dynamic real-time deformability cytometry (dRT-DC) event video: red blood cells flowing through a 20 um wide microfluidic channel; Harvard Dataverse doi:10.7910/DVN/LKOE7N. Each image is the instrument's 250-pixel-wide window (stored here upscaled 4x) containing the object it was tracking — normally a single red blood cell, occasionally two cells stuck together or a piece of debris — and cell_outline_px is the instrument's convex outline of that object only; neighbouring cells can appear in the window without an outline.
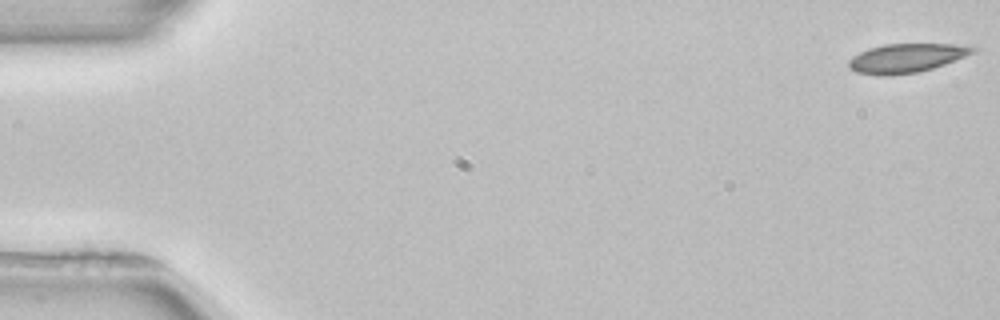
{"species": "common noctule bat (a hibernating species)", "species_latin": "Nyctalus noctula", "temperature_condition": "room temperature", "stored_images_in_passage": 52, "camera_frame_rate_fps": 3000, "um_per_image_px": 0.085, "animal": {"sex": "female", "body_mass_g": 22.7, "forearm_length_mm": 54.2}, "frame": {"image": 1, "passage_image": 1, "time_ms": 0.0, "image_size_px": [1000, 320], "cell_outline_px": [[980, 48], [976, 52], [944, 64], [932, 68], [916, 72], [892, 76], [876, 76], [856, 72], [848, 68], [848, 60], [852, 56], [868, 48], [884, 44], [952, 44]], "centroid_in_image_um": [76.99, 4.95], "position_along_channel_um": 8.0, "area_um2": 21.1}}
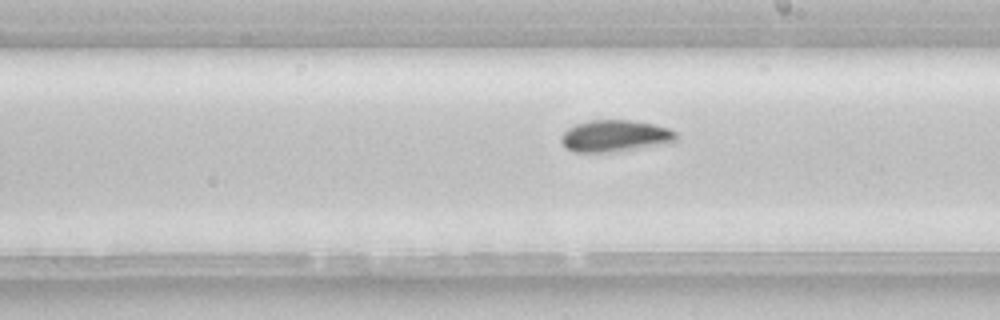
{"frame": {"image": 2, "passage_image": 30, "time_ms": 9.667, "image_size_px": [1000, 320], "cell_outline_px": [[676, 140], [668, 144], [608, 152], [572, 152], [564, 148], [560, 140], [560, 136], [568, 128], [576, 124], [592, 120], [628, 120], [652, 124], [668, 128], [676, 132]], "centroid_in_image_um": [52.24, 11.56], "position_along_channel_um": 236.8, "area_um2": 21.27}}
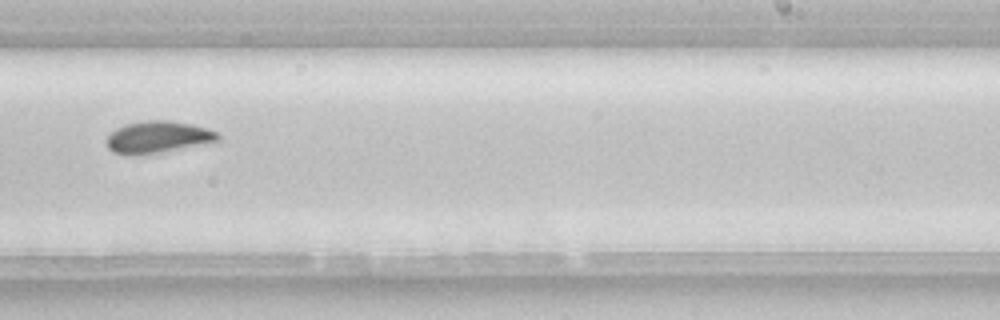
{"frame": {"image": 3, "passage_image": 33, "time_ms": 10.667, "image_size_px": [1000, 320], "cell_outline_px": [[220, 140], [212, 144], [140, 156], [128, 156], [112, 152], [108, 148], [104, 140], [116, 128], [124, 124], [144, 120], [168, 120], [192, 124], [216, 132], [220, 136]], "centroid_in_image_um": [13.42, 11.69], "position_along_channel_um": 275.6, "area_um2": 21.5}}